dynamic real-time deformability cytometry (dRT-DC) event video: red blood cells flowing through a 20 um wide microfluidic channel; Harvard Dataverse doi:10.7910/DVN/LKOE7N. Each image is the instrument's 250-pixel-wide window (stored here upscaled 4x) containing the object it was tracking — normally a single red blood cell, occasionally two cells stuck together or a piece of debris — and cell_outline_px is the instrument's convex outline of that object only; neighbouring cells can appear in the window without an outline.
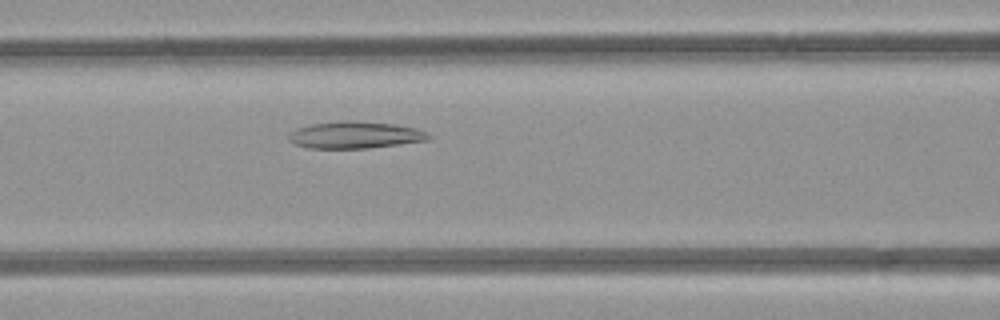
{"species": "common noctule bat (a hibernating species)", "species_latin": "Nyctalus noctula", "temperature_condition": "room temperature", "stored_images_in_passage": 4, "camera_frame_rate_fps": 3000, "um_per_image_px": 0.085, "animal": {"sex": "female", "body_mass_g": 21.9}, "frame": {"image": 1, "passage_image": 4, "time_ms": 4.333, "image_size_px": [1000, 320], "cell_outline_px": [[432, 136], [428, 140], [368, 148], [308, 148], [296, 144], [288, 140], [288, 136], [296, 128], [312, 124], [348, 120], [392, 124], [416, 128], [428, 132]], "centroid_in_image_um": [30.19, 11.47], "position_along_channel_um": 136.4, "area_um2": 21.73}}